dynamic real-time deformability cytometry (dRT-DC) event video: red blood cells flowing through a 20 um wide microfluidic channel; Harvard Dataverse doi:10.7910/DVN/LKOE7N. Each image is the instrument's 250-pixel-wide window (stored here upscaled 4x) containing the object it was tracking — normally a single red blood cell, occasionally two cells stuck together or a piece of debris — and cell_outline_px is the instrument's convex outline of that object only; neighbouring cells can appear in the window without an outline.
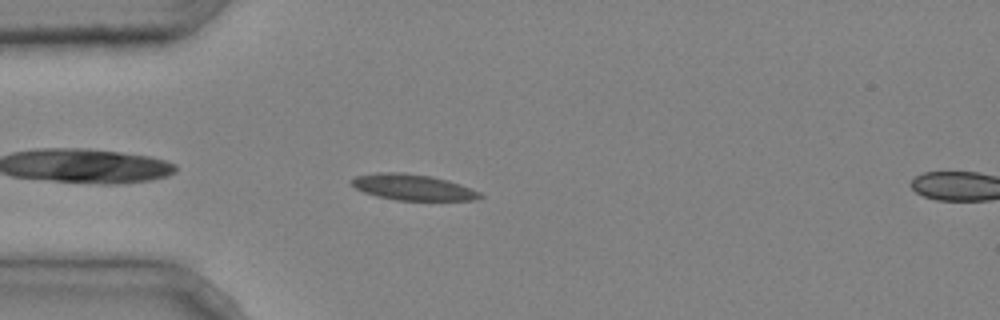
{"species": "common noctule bat (a hibernating species)", "species_latin": "Nyctalus noctula", "temperature_condition": "cold", "stored_images_in_passage": 4, "segment_of_instrument_passage": [1, 2], "camera_frame_rate_fps": 3000, "um_per_image_px": 0.085, "animal": {"sex": "male", "body_mass_g": 20.4}, "frame": {"image": 1, "passage_image": 3, "time_ms": 0.667, "image_size_px": [1000, 320], "cell_outline_px": [[484, 196], [476, 200], [396, 200], [376, 196], [364, 192], [356, 188], [352, 184], [352, 180], [356, 176], [380, 172], [400, 172], [428, 176], [448, 180], [460, 184], [480, 192]], "centroid_in_image_um": [35.11, 15.92], "position_along_channel_um": 49.9, "area_um2": 19.19}}